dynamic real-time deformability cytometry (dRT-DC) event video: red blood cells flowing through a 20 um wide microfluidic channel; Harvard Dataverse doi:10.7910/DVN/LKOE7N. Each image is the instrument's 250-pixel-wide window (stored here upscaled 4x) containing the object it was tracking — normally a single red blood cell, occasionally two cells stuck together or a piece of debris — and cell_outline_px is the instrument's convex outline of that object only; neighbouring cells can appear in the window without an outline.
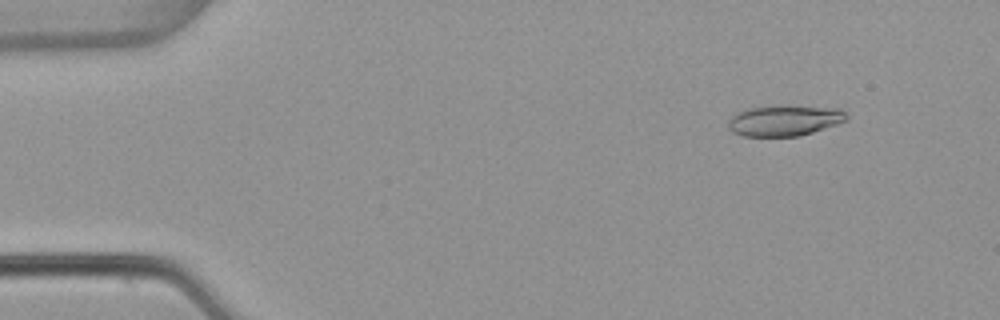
{"species": "common noctule bat (a hibernating species)", "species_latin": "Nyctalus noctula", "temperature_condition": "warm", "stored_images_in_passage": 54, "camera_frame_rate_fps": 3000, "um_per_image_px": 0.085, "animal": {"sex": "female", "body_mass_g": 22.7, "forearm_length_mm": 54.2}, "frame": {"image": 1, "passage_image": 6, "time_ms": 1.667, "image_size_px": [1000, 320], "cell_outline_px": [[848, 120], [800, 136], [744, 136], [732, 132], [728, 128], [728, 120], [736, 112], [748, 108], [780, 104], [788, 104], [840, 108], [848, 116]], "centroid_in_image_um": [66.67, 10.21], "position_along_channel_um": 18.3, "area_um2": 21.73}}
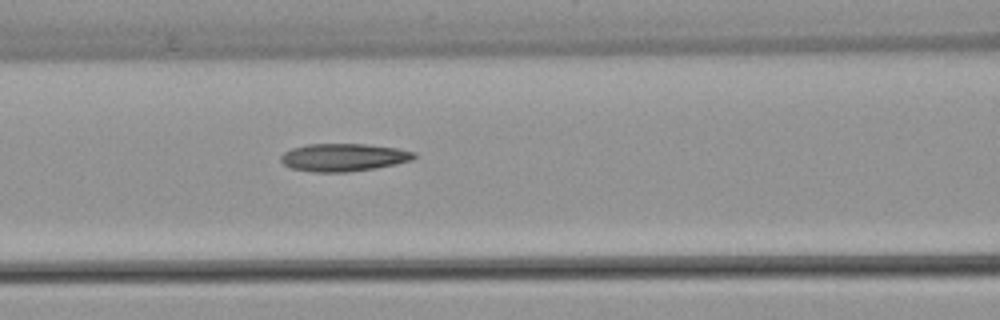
{"frame": {"image": 2, "passage_image": 23, "time_ms": 7.333, "image_size_px": [1000, 320], "cell_outline_px": [[416, 156], [412, 160], [396, 164], [376, 168], [348, 172], [312, 172], [292, 168], [284, 164], [280, 160], [280, 156], [284, 152], [292, 148], [308, 144], [364, 144], [396, 148], [416, 152]], "centroid_in_image_um": [29.2, 13.38], "position_along_channel_um": 137.4, "area_um2": 21.56}}
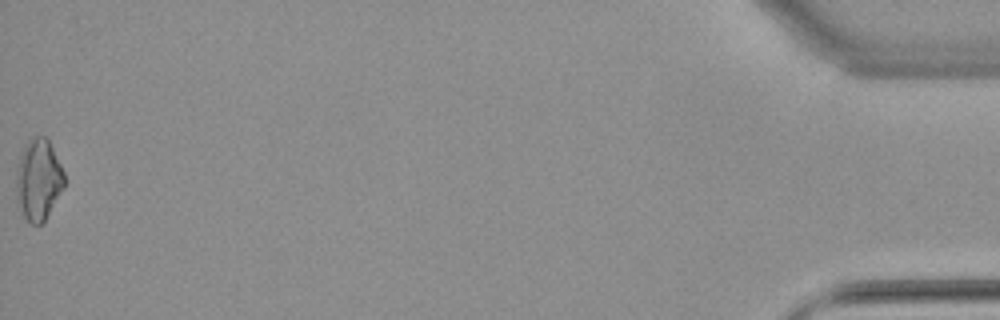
{"frame": {"image": 3, "passage_image": 54, "time_ms": 17.667, "image_size_px": [1000, 320], "cell_outline_px": [[64, 188], [44, 220], [40, 224], [32, 224], [24, 216], [16, 204], [16, 168], [20, 152], [28, 140], [32, 136], [44, 136], [48, 140], [64, 172]], "centroid_in_image_um": [3.23, 15.26], "position_along_channel_um": 432.0, "area_um2": 22.83}, "authors_computed_cell_mechanics": {"area_um2": 21.1259, "velocity_mm_per_s": 3.8308, "shape_relaxation_time_tau1_ms": 10.1669, "shape_relaxation_time_tau2_ms": 7.6335, "deformation_change_tau1": 0.2456, "deformation_change_tau2": 0.2084}}